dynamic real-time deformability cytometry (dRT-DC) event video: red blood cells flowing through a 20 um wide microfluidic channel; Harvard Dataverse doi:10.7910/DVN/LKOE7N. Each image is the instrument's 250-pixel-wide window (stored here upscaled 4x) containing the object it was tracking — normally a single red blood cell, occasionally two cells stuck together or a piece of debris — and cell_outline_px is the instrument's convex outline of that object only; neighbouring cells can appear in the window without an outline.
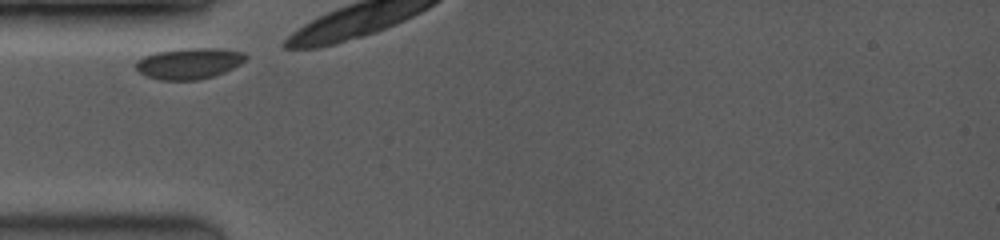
{"species": "common noctule bat (a hibernating species)", "species_latin": "Nyctalus noctula", "temperature_condition": "room temperature", "stored_images_in_passage": 33, "camera_frame_rate_fps": 3500, "um_per_image_px": 0.085, "animal": {"sex": "female", "body_mass_g": 19.0, "forearm_length_mm": 53.3}, "frame": {"image": 1, "passage_image": 1, "time_ms": 0.0, "image_size_px": [1000, 240], "cell_outline_px": [[248, 56], [240, 64], [224, 72], [212, 76], [196, 80], [160, 80], [148, 76], [140, 72], [136, 68], [136, 60], [144, 56], [156, 52], [184, 48], [220, 48], [244, 52]], "centroid_in_image_um": [16.08, 5.38], "position_along_channel_um": 68.9, "area_um2": 19.77}}